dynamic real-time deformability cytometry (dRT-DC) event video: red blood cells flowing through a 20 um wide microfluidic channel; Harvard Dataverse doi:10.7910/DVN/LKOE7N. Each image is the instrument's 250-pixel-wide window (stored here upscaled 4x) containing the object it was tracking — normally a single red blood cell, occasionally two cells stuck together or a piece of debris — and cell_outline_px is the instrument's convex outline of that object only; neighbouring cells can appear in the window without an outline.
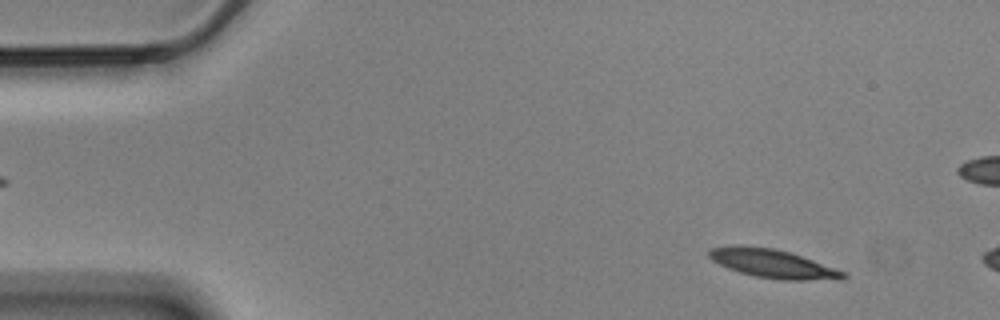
{"species": "Egyptian fruit bat (a non-hibernating species)", "species_latin": "Rousettus aegyptiacus", "temperature_condition": "cold", "stored_images_in_passage": 55, "camera_frame_rate_fps": 3000, "um_per_image_px": 0.085, "animal": {"sex": "male"}, "frame": {"image": 1, "passage_image": 5, "time_ms": 1.333, "image_size_px": [1000, 320], "cell_outline_px": [[848, 276], [840, 280], [780, 280], [756, 276], [740, 272], [728, 268], [712, 260], [708, 256], [708, 252], [712, 248], [772, 248], [788, 252], [848, 272]], "centroid_in_image_um": [65.84, 22.47], "position_along_channel_um": 19.2, "area_um2": 21.5}}
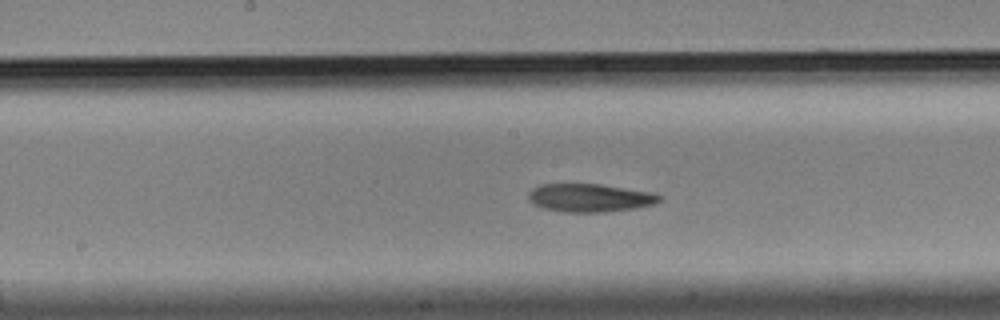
{"frame": {"image": 2, "passage_image": 28, "time_ms": 9.0, "image_size_px": [1000, 320], "cell_outline_px": [[664, 196], [656, 204], [636, 208], [604, 212], [564, 212], [544, 208], [532, 204], [528, 200], [528, 192], [532, 188], [540, 184], [600, 184], [648, 192]], "centroid_in_image_um": [50.1, 16.82], "position_along_channel_um": 198.1, "area_um2": 21.56}}
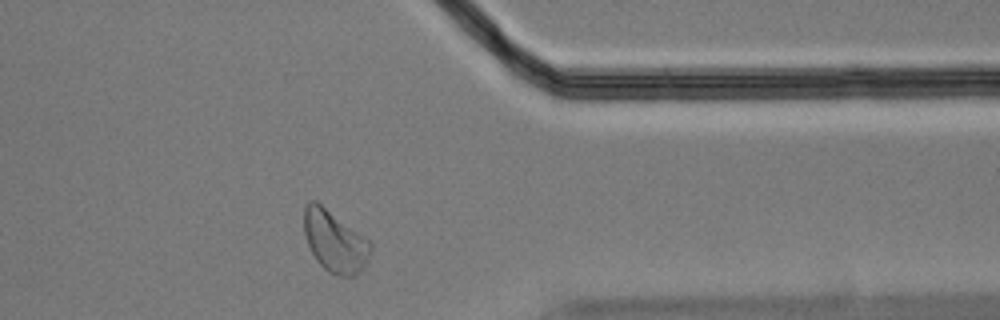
{"frame": {"image": 3, "passage_image": 45, "time_ms": 14.667, "image_size_px": [1000, 320], "cell_outline_px": [[372, 248], [364, 264], [356, 276], [336, 276], [328, 272], [316, 260], [308, 244], [304, 232], [304, 208], [308, 200], [316, 200], [368, 240], [372, 244]], "centroid_in_image_um": [28.42, 20.51], "position_along_channel_um": 383.0, "area_um2": 23.52}, "authors_computed_cell_mechanics": {"area_um2": 21.8484, "velocity_mm_per_s": 3.4661, "shape_relaxation_time_tau1_ms": 7.3436, "shape_relaxation_time_tau2_ms": 7.8359, "deformation_change_tau1": 0.1781, "deformation_change_tau2": 0.1606}}